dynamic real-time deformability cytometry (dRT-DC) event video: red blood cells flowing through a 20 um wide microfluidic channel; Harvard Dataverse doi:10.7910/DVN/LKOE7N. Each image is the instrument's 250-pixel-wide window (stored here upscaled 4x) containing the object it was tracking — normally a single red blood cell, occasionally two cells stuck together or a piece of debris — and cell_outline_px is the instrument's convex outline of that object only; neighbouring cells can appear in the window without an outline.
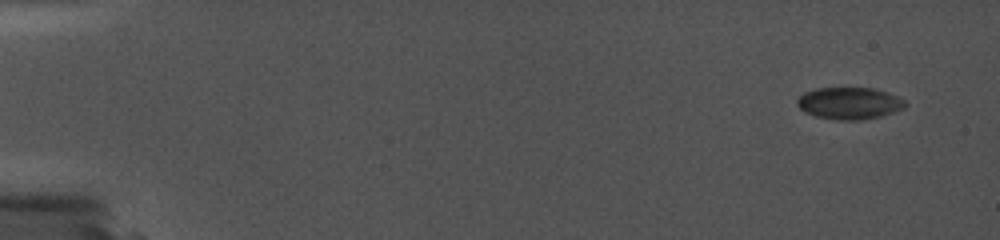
{"species": "common noctule bat (a hibernating species)", "species_latin": "Nyctalus noctula", "temperature_condition": "cold", "stored_images_in_passage": 33, "camera_frame_rate_fps": 5000, "um_per_image_px": 0.085, "animal": {"sex": "female", "body_mass_g": 19.0, "forearm_length_mm": 56.7}, "frame": {"image": 1, "passage_image": 1, "time_ms": 0.0, "image_size_px": [1000, 240], "cell_outline_px": [[908, 104], [904, 108], [880, 116], [860, 120], [836, 120], [816, 116], [804, 112], [796, 104], [796, 100], [804, 92], [816, 88], [876, 88], [896, 96], [904, 100]], "centroid_in_image_um": [72.17, 8.77], "position_along_channel_um": 12.8, "area_um2": 20.11}}
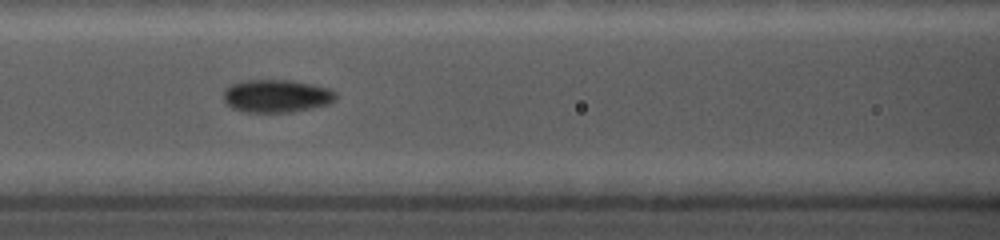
{"frame": {"image": 2, "passage_image": 19, "time_ms": 7.6, "image_size_px": [1000, 240], "cell_outline_px": [[336, 100], [328, 104], [312, 108], [292, 112], [244, 112], [232, 108], [224, 100], [224, 88], [232, 84], [244, 80], [292, 80], [312, 84], [328, 88], [336, 92]], "centroid_in_image_um": [23.51, 8.16], "position_along_channel_um": 143.1, "area_um2": 21.62}}
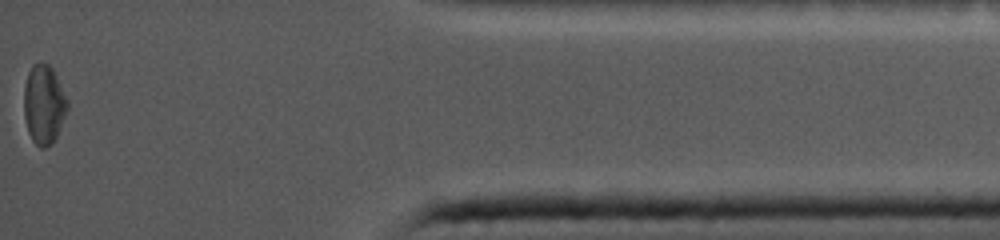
{"frame": {"image": 3, "passage_image": 33, "time_ms": 16.2, "image_size_px": [1000, 240], "cell_outline_px": [[68, 108], [56, 136], [52, 144], [44, 148], [40, 148], [32, 140], [28, 132], [24, 116], [24, 84], [28, 72], [32, 64], [48, 64], [52, 68], [68, 100]], "centroid_in_image_um": [3.71, 8.89], "position_along_channel_um": 431.5, "area_um2": 19.94}}